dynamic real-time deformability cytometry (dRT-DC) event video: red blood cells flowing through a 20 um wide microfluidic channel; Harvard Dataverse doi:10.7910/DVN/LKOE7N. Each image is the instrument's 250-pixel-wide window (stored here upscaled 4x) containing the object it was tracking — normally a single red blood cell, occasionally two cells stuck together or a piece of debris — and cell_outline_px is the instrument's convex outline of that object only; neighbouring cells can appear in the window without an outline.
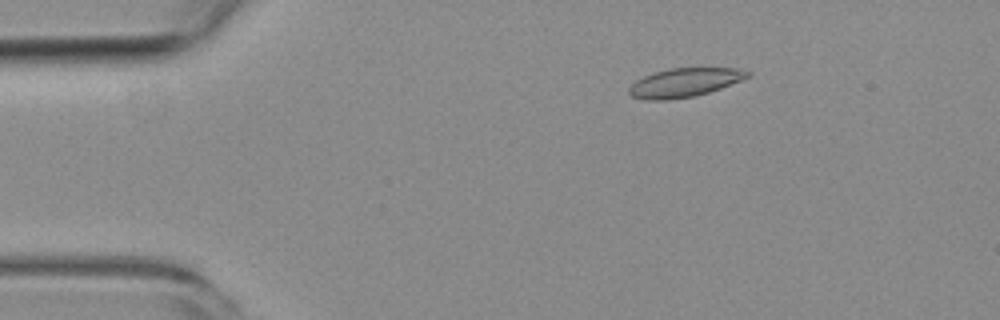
{"species": "common noctule bat (a hibernating species)", "species_latin": "Nyctalus noctula", "temperature_condition": "room temperature", "stored_images_in_passage": 3, "camera_frame_rate_fps": 3000, "um_per_image_px": 0.085, "animal": {"sex": "female", "body_mass_g": 19.3, "forearm_length_mm": 54.1}, "frame": {"image": 1, "passage_image": 3, "time_ms": 3.333, "image_size_px": [1000, 320], "cell_outline_px": [[752, 76], [720, 88], [696, 96], [668, 100], [644, 100], [632, 96], [628, 92], [628, 88], [636, 80], [644, 76], [668, 68], [736, 68], [752, 72]], "centroid_in_image_um": [58.18, 7.02], "position_along_channel_um": 26.8, "area_um2": 19.94}}